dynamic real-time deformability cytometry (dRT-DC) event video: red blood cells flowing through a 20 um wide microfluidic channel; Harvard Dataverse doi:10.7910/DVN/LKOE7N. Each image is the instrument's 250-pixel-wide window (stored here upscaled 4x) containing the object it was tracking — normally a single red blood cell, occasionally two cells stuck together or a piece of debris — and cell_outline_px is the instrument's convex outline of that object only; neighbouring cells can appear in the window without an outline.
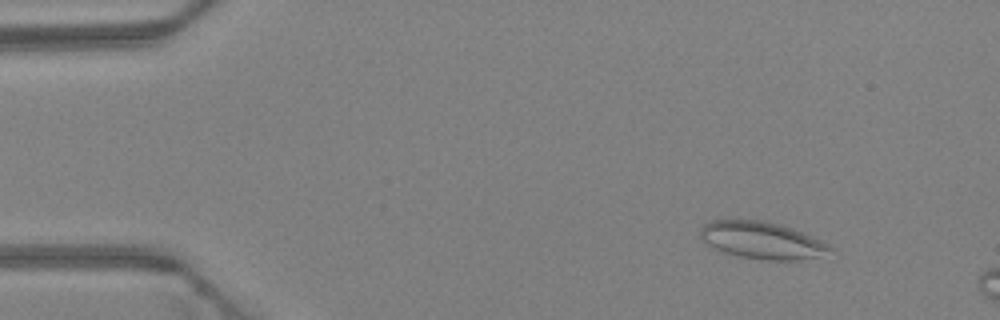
{"species": "Egyptian fruit bat (a non-hibernating species)", "species_latin": "Rousettus aegyptiacus", "temperature_condition": "warm", "stored_images_in_passage": 13, "camera_frame_rate_fps": 3000, "um_per_image_px": 0.085, "animal": {"sex": "female"}, "frame": {"image": 1, "passage_image": 6, "time_ms": 1.667, "image_size_px": [1000, 320], "cell_outline_px": [[832, 248], [820, 256], [796, 260], [764, 260], [740, 256], [724, 252], [708, 244], [700, 236], [700, 228], [704, 224], [712, 220], [764, 220], [780, 224], [804, 232], [828, 244]], "centroid_in_image_um": [64.75, 20.41], "position_along_channel_um": 20.2, "area_um2": 27.74}}